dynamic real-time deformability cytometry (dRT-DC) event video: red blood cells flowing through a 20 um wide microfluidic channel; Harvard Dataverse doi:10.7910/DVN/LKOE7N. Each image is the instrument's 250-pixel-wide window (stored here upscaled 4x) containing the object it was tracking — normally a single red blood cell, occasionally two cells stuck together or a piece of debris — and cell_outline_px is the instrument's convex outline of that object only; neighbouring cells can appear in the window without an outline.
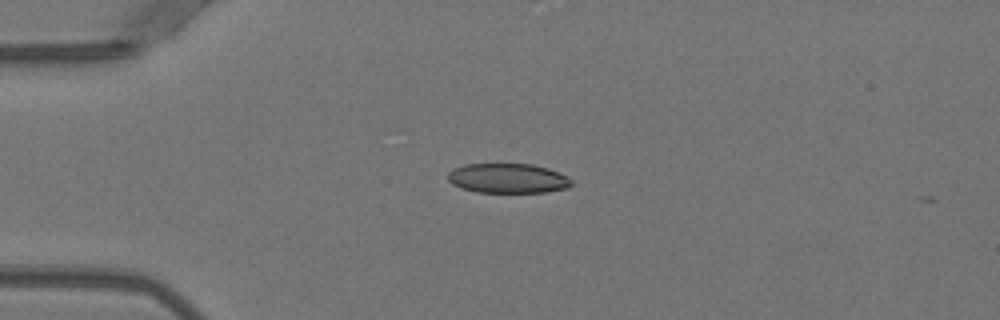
{"species": "Egyptian fruit bat (a non-hibernating species)", "species_latin": "Rousettus aegyptiacus", "temperature_condition": "warm", "stored_images_in_passage": 40, "camera_frame_rate_fps": 3000, "um_per_image_px": 0.085, "animal": {"sex": "female"}, "frame": {"image": 1, "passage_image": 1, "time_ms": 0.0, "image_size_px": [1000, 320], "cell_outline_px": [[572, 184], [568, 188], [544, 192], [476, 192], [452, 184], [448, 180], [448, 172], [452, 168], [464, 164], [532, 164], [548, 168], [568, 176], [572, 180]], "centroid_in_image_um": [43.17, 15.15], "position_along_channel_um": 41.8, "area_um2": 21.44}}
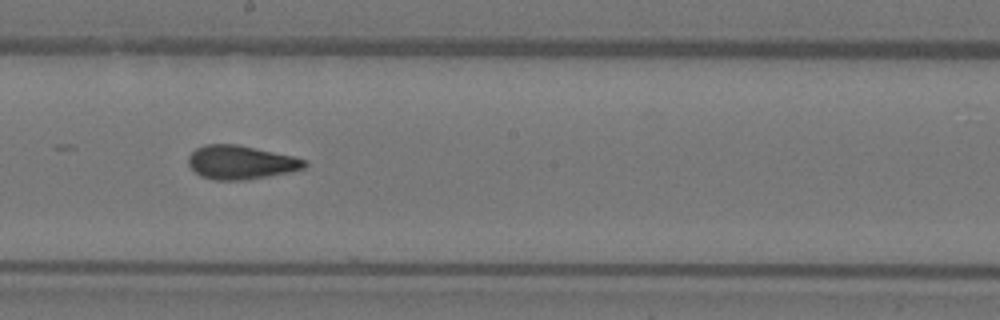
{"frame": {"image": 2, "passage_image": 17, "time_ms": 5.333, "image_size_px": [1000, 320], "cell_outline_px": [[308, 164], [304, 168], [292, 172], [248, 180], [216, 180], [200, 176], [188, 164], [188, 156], [196, 148], [204, 144], [236, 144], [292, 156], [304, 160]], "centroid_in_image_um": [20.46, 13.81], "position_along_channel_um": 227.7, "area_um2": 22.83}}
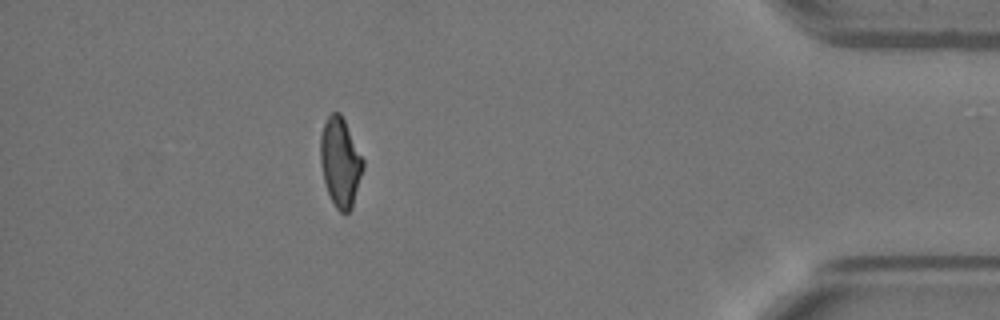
{"frame": {"image": 3, "passage_image": 34, "time_ms": 11.0, "image_size_px": [1000, 320], "cell_outline_px": [[364, 168], [352, 208], [348, 212], [340, 212], [336, 208], [328, 192], [324, 180], [320, 160], [320, 136], [324, 124], [328, 116], [332, 112], [340, 112], [364, 160]], "centroid_in_image_um": [28.93, 13.79], "position_along_channel_um": 406.3, "area_um2": 21.96}}